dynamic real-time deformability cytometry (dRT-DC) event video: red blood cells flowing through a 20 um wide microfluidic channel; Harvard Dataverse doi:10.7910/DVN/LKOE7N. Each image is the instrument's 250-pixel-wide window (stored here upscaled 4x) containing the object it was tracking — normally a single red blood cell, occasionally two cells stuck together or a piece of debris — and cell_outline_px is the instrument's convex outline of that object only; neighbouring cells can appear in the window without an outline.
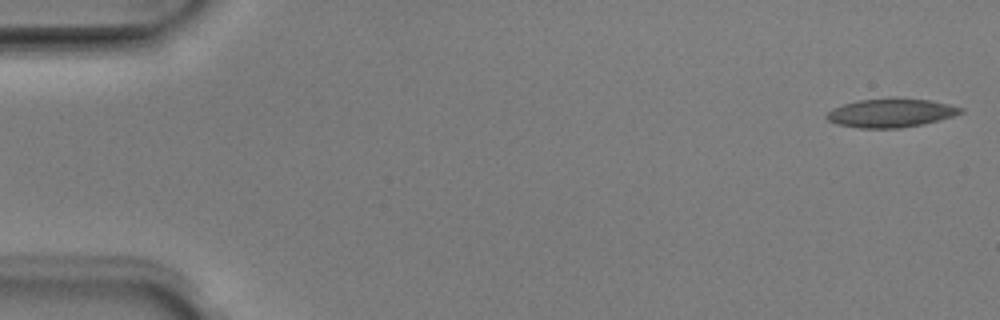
{"species": "Egyptian fruit bat (a non-hibernating species)", "species_latin": "Rousettus aegyptiacus", "temperature_condition": "room temperature", "stored_images_in_passage": 50, "camera_frame_rate_fps": 3000, "um_per_image_px": 0.085, "animal": {"sex": "male"}, "frame": {"image": 1, "passage_image": 1, "time_ms": 0.0, "image_size_px": [1000, 320], "cell_outline_px": [[964, 112], [952, 116], [920, 124], [900, 128], [860, 128], [836, 124], [828, 120], [824, 116], [832, 108], [844, 104], [860, 100], [928, 100], [948, 104], [964, 108]], "centroid_in_image_um": [75.68, 9.63], "position_along_channel_um": 9.3, "area_um2": 21.56}}
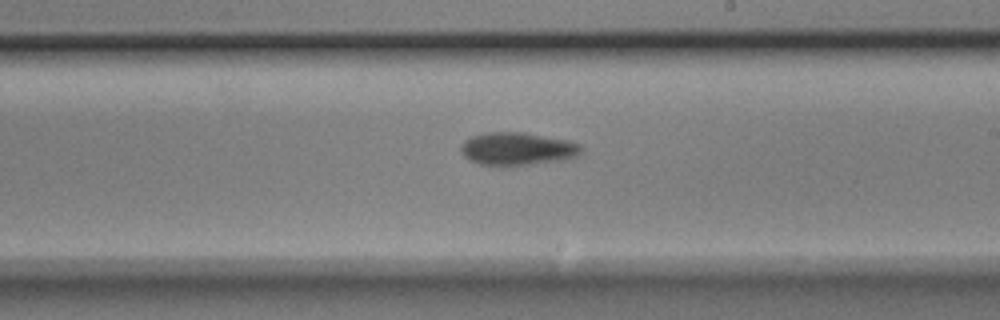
{"frame": {"image": 2, "passage_image": 29, "time_ms": 9.333, "image_size_px": [1000, 320], "cell_outline_px": [[580, 152], [576, 156], [564, 160], [500, 168], [480, 164], [468, 160], [460, 152], [460, 148], [464, 140], [472, 136], [484, 132], [524, 132], [568, 140], [580, 144]], "centroid_in_image_um": [43.91, 12.67], "position_along_channel_um": 245.1, "area_um2": 23.58}}
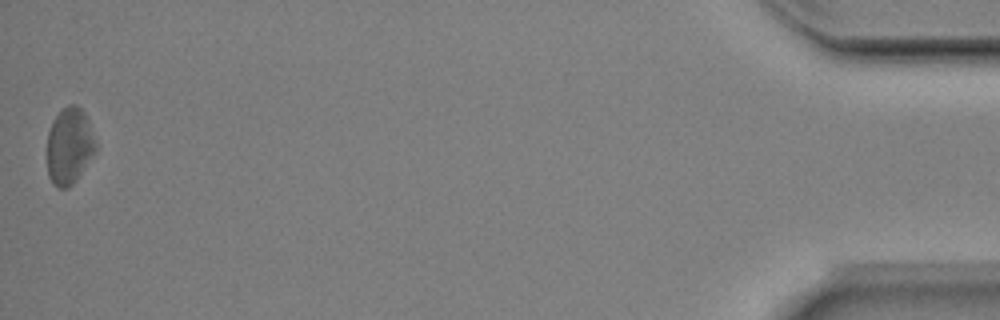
{"frame": {"image": 3, "passage_image": 50, "time_ms": 16.333, "image_size_px": [1000, 320], "cell_outline_px": [[96, 152], [76, 180], [68, 188], [60, 188], [52, 184], [48, 176], [48, 132], [52, 120], [68, 104], [76, 104], [84, 112], [88, 120], [96, 144]], "centroid_in_image_um": [5.9, 12.42], "position_along_channel_um": 429.3, "area_um2": 21.62}, "authors_computed_cell_mechanics": {"area_um2": 22.1085, "velocity_mm_per_s": 3.9769, "shape_relaxation_time_tau1_ms": 3.893, "shape_relaxation_time_tau2_ms": null, "deformation_change_tau1": 0.1054, "deformation_change_tau2": null}}